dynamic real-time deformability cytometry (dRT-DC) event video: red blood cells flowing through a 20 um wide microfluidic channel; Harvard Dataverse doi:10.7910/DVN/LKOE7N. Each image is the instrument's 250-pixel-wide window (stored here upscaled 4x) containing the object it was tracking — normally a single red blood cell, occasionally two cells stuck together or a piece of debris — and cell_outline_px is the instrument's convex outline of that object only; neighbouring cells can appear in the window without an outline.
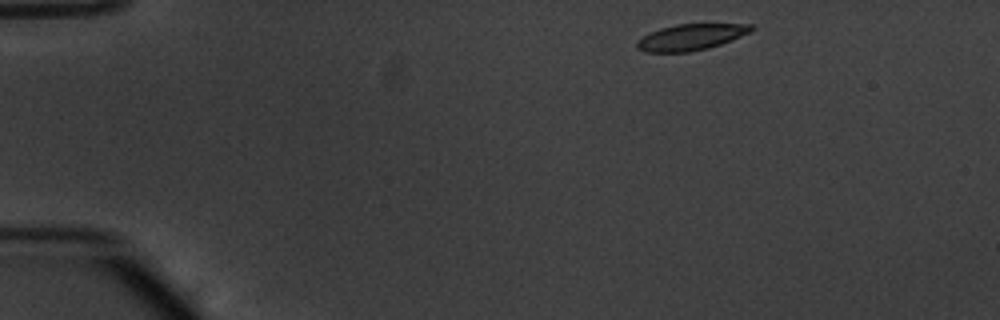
{"species": "common noctule bat (a hibernating species)", "species_latin": "Nyctalus noctula", "temperature_condition": "warm", "stored_images_in_passage": 46, "camera_frame_rate_fps": 3000, "um_per_image_px": 0.085, "animal": {"sex": "male", "body_mass_g": 20.1, "forearm_length_mm": 53.5}, "frame": {"image": 1, "passage_image": 1, "time_ms": 0.0, "image_size_px": [1000, 320], "cell_outline_px": [[756, 28], [752, 32], [720, 44], [708, 48], [688, 52], [644, 52], [636, 48], [636, 44], [648, 32], [660, 28], [676, 24], [752, 24]], "centroid_in_image_um": [58.74, 3.15], "position_along_channel_um": 26.3, "area_um2": 17.46}}
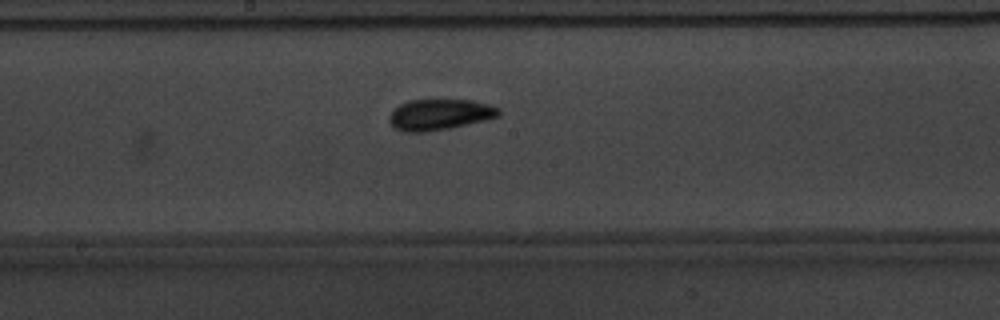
{"frame": {"image": 2, "passage_image": 22, "time_ms": 7.0, "image_size_px": [1000, 320], "cell_outline_px": [[500, 116], [484, 120], [448, 128], [424, 132], [400, 132], [388, 120], [388, 116], [400, 104], [408, 100], [472, 100], [492, 104], [500, 108]], "centroid_in_image_um": [37.38, 9.73], "position_along_channel_um": 210.8, "area_um2": 19.71}}
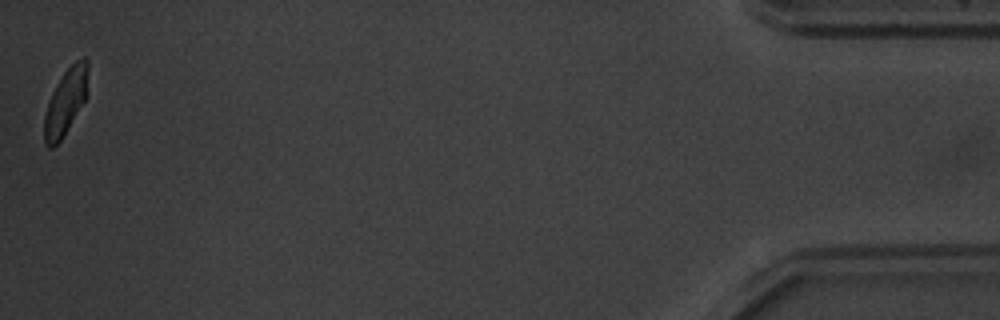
{"frame": {"image": 3, "passage_image": 46, "time_ms": 15.0, "image_size_px": [1000, 320], "cell_outline_px": [[88, 96], [60, 140], [52, 148], [48, 148], [44, 144], [44, 116], [52, 92], [64, 72], [76, 60], [84, 56], [88, 60]], "centroid_in_image_um": [5.61, 8.62], "position_along_channel_um": 429.6, "area_um2": 16.82}, "authors_computed_cell_mechanics": {"area_um2": 18.4382, "velocity_mm_per_s": 3.7987, "shape_relaxation_time_tau1_ms": 2.3366, "shape_relaxation_time_tau2_ms": 0.7335, "deformation_change_tau1": 0.1186, "deformation_change_tau2": 0.0444}}